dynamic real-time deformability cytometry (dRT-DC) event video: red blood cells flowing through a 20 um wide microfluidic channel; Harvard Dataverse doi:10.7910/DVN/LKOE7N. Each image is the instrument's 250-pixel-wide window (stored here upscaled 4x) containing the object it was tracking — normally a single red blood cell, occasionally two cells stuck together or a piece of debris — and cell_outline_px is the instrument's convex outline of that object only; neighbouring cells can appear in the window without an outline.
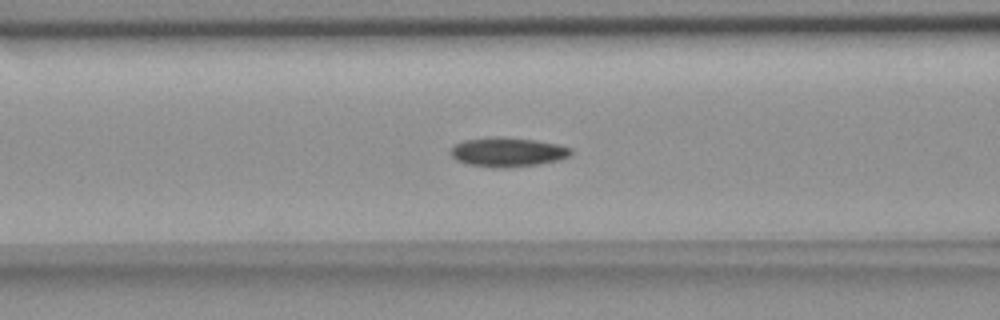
{"species": "common noctule bat (a hibernating species)", "species_latin": "Nyctalus noctula", "temperature_condition": "room temperature", "stored_images_in_passage": 41, "segment_of_instrument_passage": [1, 2], "camera_frame_rate_fps": 3000, "um_per_image_px": 0.085, "animal": {"sex": "female", "body_mass_g": 18.4}, "frame": {"image": 1, "passage_image": 7, "time_ms": 2.0, "image_size_px": [1000, 320], "cell_outline_px": [[572, 152], [568, 156], [560, 160], [536, 164], [504, 168], [492, 168], [468, 164], [456, 160], [448, 152], [456, 144], [464, 140], [532, 140], [556, 144], [572, 148]], "centroid_in_image_um": [43.16, 12.99], "position_along_channel_um": 123.4, "area_um2": 19.42}}
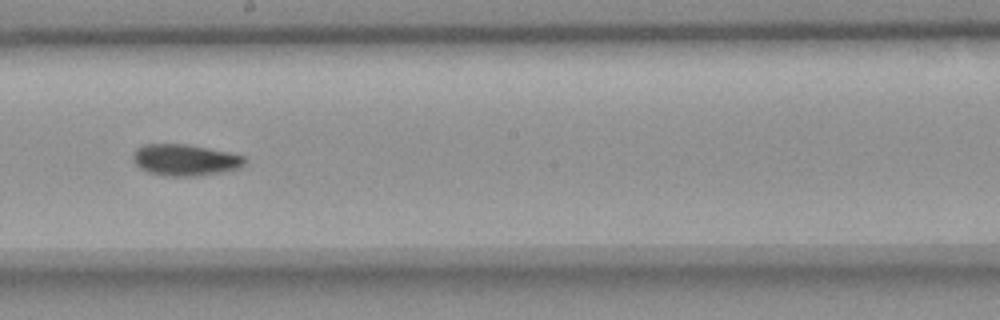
{"frame": {"image": 2, "passage_image": 16, "time_ms": 5.0, "image_size_px": [1000, 320], "cell_outline_px": [[244, 164], [240, 168], [220, 172], [196, 176], [164, 176], [148, 172], [140, 168], [132, 160], [132, 152], [136, 148], [144, 144], [188, 144], [228, 152], [244, 156]], "centroid_in_image_um": [15.68, 13.59], "position_along_channel_um": 232.5, "area_um2": 20.52}}
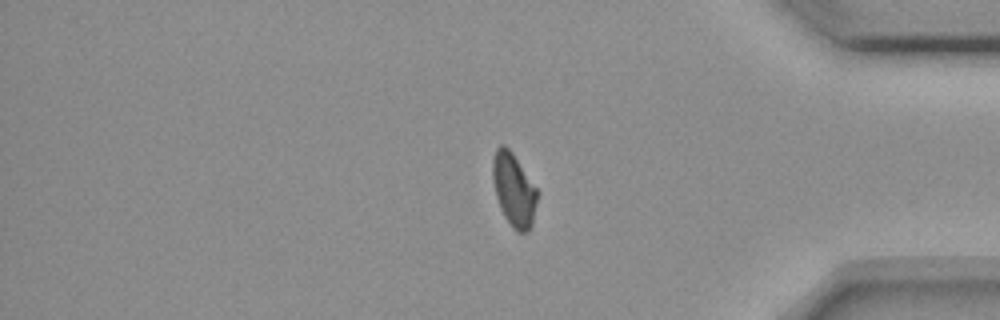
{"frame": {"image": 3, "passage_image": 31, "time_ms": 10.0, "image_size_px": [1000, 320], "cell_outline_px": [[536, 204], [532, 224], [528, 232], [516, 232], [512, 228], [504, 216], [500, 208], [496, 196], [492, 176], [492, 160], [496, 148], [500, 144], [504, 144], [512, 152], [536, 188]], "centroid_in_image_um": [43.64, 16.14], "position_along_channel_um": 391.6, "area_um2": 18.84}}